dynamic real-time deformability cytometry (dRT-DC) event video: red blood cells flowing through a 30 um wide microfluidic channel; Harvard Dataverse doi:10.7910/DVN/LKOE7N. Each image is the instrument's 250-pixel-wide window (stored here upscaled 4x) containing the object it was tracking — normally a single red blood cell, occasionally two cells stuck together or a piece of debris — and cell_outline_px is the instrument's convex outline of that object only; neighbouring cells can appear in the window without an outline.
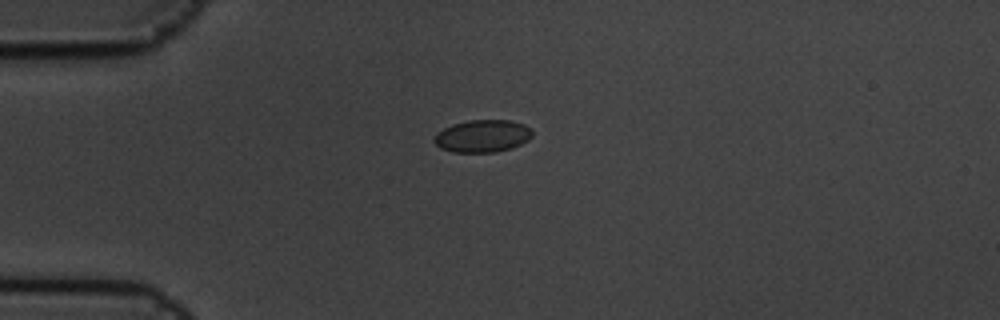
{"species": "common noctule bat (a hibernating species)", "species_latin": "Nyctalus noctula", "temperature_condition": "cold", "stored_images_in_passage": 4, "camera_frame_rate_fps": 3000, "um_per_image_px": 0.085, "animal": {"sex": "male", "body_mass_g": 19.5, "forearm_length_mm": 54.6}, "frame": {"image": 1, "passage_image": 1, "time_ms": 0.0, "image_size_px": [1000, 320], "cell_outline_px": [[532, 136], [528, 140], [512, 148], [496, 152], [452, 152], [440, 148], [432, 140], [436, 132], [452, 124], [468, 120], [512, 120], [524, 124], [532, 128]], "centroid_in_image_um": [41.01, 11.56], "position_along_channel_um": 44.0, "area_um2": 18.79}}
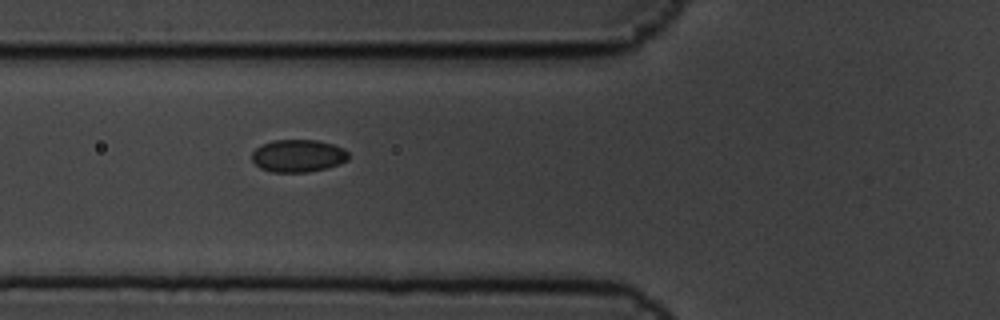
{"frame": {"image": 2, "passage_image": 3, "time_ms": 0.667, "image_size_px": [1000, 320], "cell_outline_px": [[348, 160], [340, 164], [308, 172], [272, 172], [260, 168], [252, 160], [252, 152], [260, 144], [272, 140], [316, 140], [332, 144], [344, 148], [348, 152]], "centroid_in_image_um": [25.32, 13.24], "position_along_channel_um": 100.5, "area_um2": 18.38}}
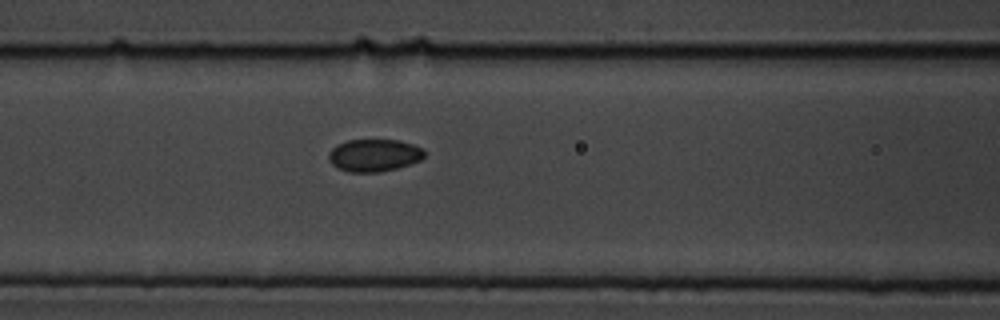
{"frame": {"image": 3, "passage_image": 4, "time_ms": 1.0, "image_size_px": [1000, 320], "cell_outline_px": [[424, 156], [420, 160], [412, 164], [380, 172], [348, 172], [336, 168], [328, 160], [328, 152], [336, 144], [348, 140], [400, 140], [424, 148]], "centroid_in_image_um": [31.78, 13.2], "position_along_channel_um": 134.8, "area_um2": 18.32}}